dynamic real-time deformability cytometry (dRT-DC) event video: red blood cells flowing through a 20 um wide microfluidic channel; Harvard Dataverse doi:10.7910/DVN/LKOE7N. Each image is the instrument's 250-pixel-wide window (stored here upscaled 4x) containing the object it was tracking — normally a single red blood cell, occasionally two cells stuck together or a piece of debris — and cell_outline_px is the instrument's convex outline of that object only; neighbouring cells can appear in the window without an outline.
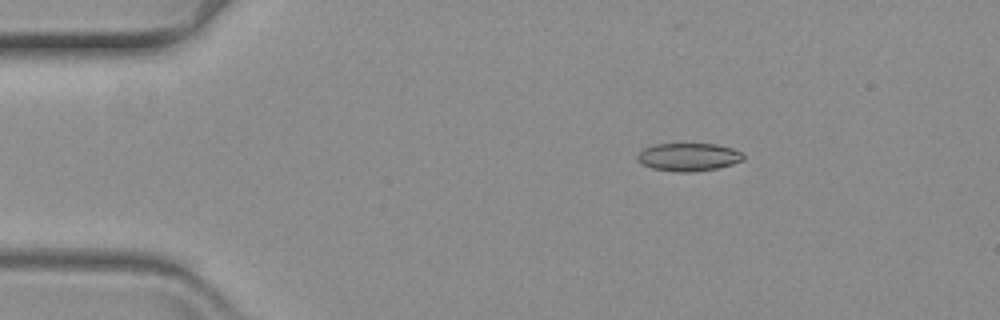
{"species": "common noctule bat (a hibernating species)", "species_latin": "Nyctalus noctula", "temperature_condition": "warm", "stored_images_in_passage": 13, "camera_frame_rate_fps": 3000, "um_per_image_px": 0.085, "animal": {"sex": "female", "body_mass_g": 19.3, "forearm_length_mm": 54.1}, "frame": {"image": 1, "passage_image": 10, "time_ms": 3.0, "image_size_px": [1000, 320], "cell_outline_px": [[744, 160], [732, 164], [716, 168], [692, 172], [676, 172], [652, 168], [636, 160], [636, 156], [644, 148], [652, 144], [716, 144], [732, 148], [740, 152], [744, 156]], "centroid_in_image_um": [58.5, 13.34], "position_along_channel_um": 26.5, "area_um2": 17.22}}